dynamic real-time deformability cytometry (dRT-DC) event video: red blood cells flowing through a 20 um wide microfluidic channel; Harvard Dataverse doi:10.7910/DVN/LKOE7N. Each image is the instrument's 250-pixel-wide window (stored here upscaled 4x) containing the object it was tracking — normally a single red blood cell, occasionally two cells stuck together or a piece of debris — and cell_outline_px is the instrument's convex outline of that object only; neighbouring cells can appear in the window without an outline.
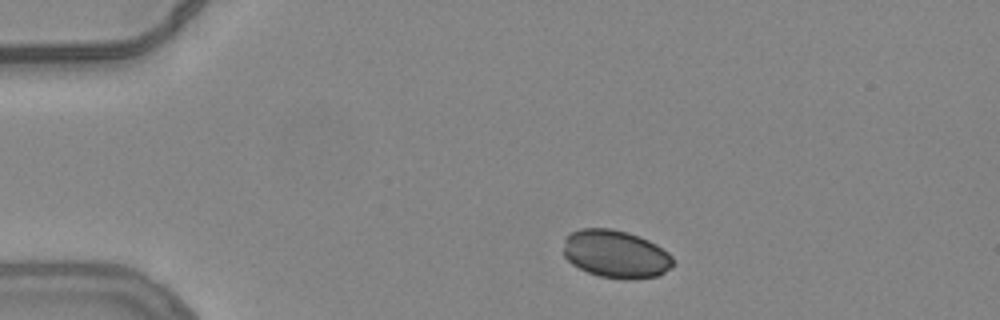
{"species": "common noctule bat (a hibernating species)", "species_latin": "Nyctalus noctula", "temperature_condition": "warm", "stored_images_in_passage": 44, "camera_frame_rate_fps": 3000, "um_per_image_px": 0.085, "animal": {"sex": "female", "body_mass_g": 24.6, "forearm_length_mm": 56.2}, "frame": {"image": 1, "passage_image": 1, "time_ms": 0.0, "image_size_px": [1000, 320], "cell_outline_px": [[672, 268], [656, 276], [628, 280], [624, 280], [600, 276], [588, 272], [572, 264], [564, 256], [564, 236], [580, 228], [612, 228], [628, 232], [640, 236], [656, 244], [668, 252], [672, 256]], "centroid_in_image_um": [52.33, 21.58], "position_along_channel_um": 32.7, "area_um2": 30.75}}
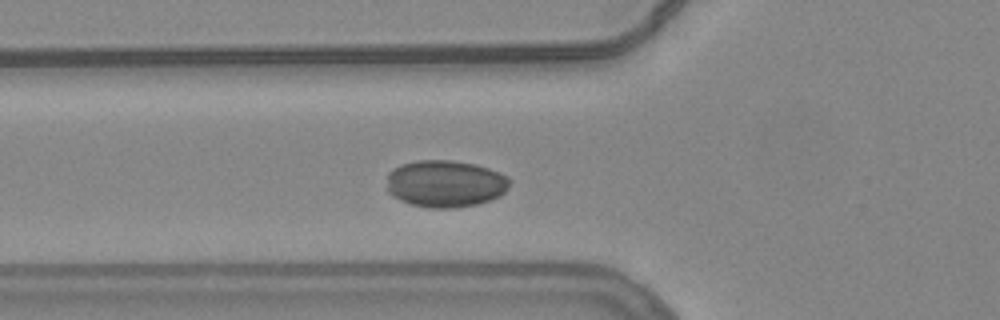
{"frame": {"image": 2, "passage_image": 10, "time_ms": 3.0, "image_size_px": [1000, 320], "cell_outline_px": [[508, 188], [500, 196], [492, 200], [476, 204], [456, 208], [428, 208], [412, 204], [400, 200], [392, 196], [388, 192], [388, 172], [400, 164], [420, 160], [448, 160], [476, 164], [500, 172], [508, 176]], "centroid_in_image_um": [37.85, 15.61], "position_along_channel_um": 87.9, "area_um2": 33.81}}
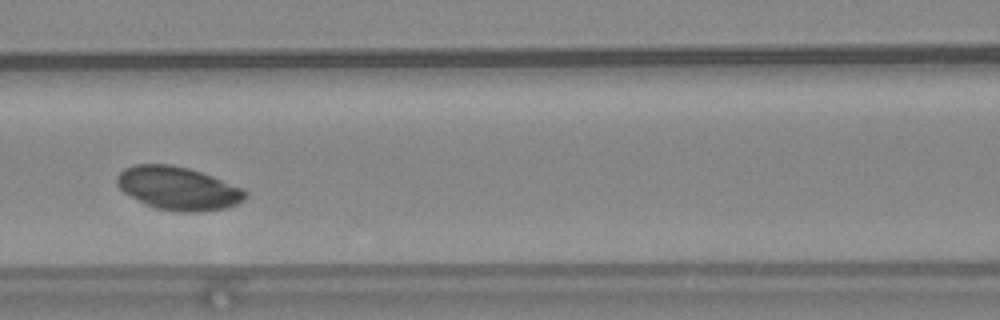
{"frame": {"image": 3, "passage_image": 15, "time_ms": 4.667, "image_size_px": [1000, 320], "cell_outline_px": [[248, 196], [244, 200], [236, 204], [224, 208], [196, 212], [180, 212], [156, 208], [144, 204], [124, 192], [116, 184], [116, 176], [124, 168], [136, 164], [172, 164], [188, 168], [212, 176], [244, 188], [248, 192]], "centroid_in_image_um": [15.14, 16.0], "position_along_channel_um": 151.5, "area_um2": 32.43}}